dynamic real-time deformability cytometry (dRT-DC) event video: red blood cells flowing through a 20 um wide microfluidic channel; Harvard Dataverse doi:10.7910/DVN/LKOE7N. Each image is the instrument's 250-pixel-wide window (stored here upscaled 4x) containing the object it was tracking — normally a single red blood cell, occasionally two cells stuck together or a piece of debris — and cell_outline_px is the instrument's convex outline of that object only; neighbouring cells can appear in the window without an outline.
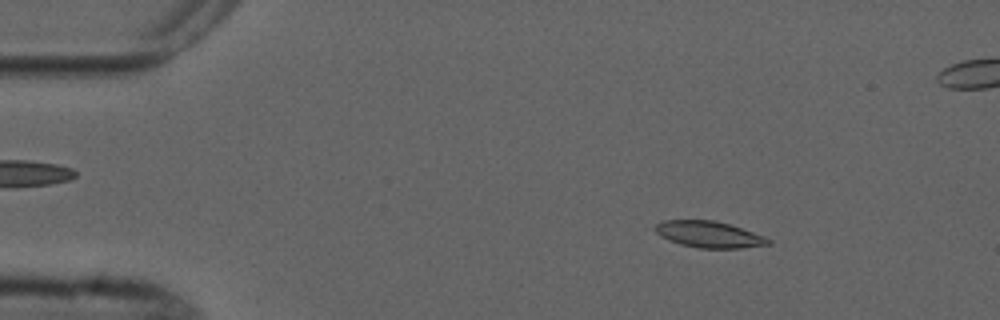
{"species": "common noctule bat (a hibernating species)", "species_latin": "Nyctalus noctula", "temperature_condition": "cold", "stored_images_in_passage": 3, "camera_frame_rate_fps": 3000, "um_per_image_px": 0.085, "animal": {"sex": "male", "forearm_length_mm": 52.5}, "frame": {"image": 1, "passage_image": 1, "time_ms": 0.0, "image_size_px": [1000, 320], "cell_outline_px": [[772, 244], [740, 248], [700, 248], [680, 244], [668, 240], [660, 236], [652, 228], [656, 224], [664, 220], [716, 220], [764, 236], [772, 240]], "centroid_in_image_um": [60.24, 19.92], "position_along_channel_um": 24.8, "area_um2": 17.4}}